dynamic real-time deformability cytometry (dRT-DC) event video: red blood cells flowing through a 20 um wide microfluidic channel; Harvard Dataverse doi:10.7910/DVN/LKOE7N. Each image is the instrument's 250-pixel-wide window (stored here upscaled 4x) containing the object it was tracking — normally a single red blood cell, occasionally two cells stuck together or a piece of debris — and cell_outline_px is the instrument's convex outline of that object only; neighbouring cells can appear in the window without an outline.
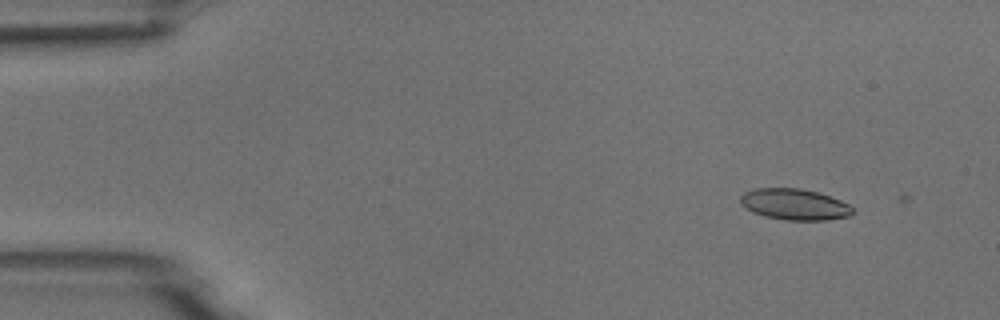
{"species": "common noctule bat (a hibernating species)", "species_latin": "Nyctalus noctula", "temperature_condition": "room temperature", "stored_images_in_passage": 3, "camera_frame_rate_fps": 3000, "um_per_image_px": 0.085, "animal": {"sex": "male", "body_mass_g": 18.8}, "frame": {"image": 1, "passage_image": 2, "time_ms": 1.333, "image_size_px": [1000, 320], "cell_outline_px": [[856, 212], [852, 216], [828, 220], [784, 220], [764, 216], [752, 212], [740, 204], [740, 196], [744, 192], [756, 188], [800, 188], [816, 192], [840, 200], [848, 204]], "centroid_in_image_um": [67.54, 17.38], "position_along_channel_um": 17.5, "area_um2": 20.52}}